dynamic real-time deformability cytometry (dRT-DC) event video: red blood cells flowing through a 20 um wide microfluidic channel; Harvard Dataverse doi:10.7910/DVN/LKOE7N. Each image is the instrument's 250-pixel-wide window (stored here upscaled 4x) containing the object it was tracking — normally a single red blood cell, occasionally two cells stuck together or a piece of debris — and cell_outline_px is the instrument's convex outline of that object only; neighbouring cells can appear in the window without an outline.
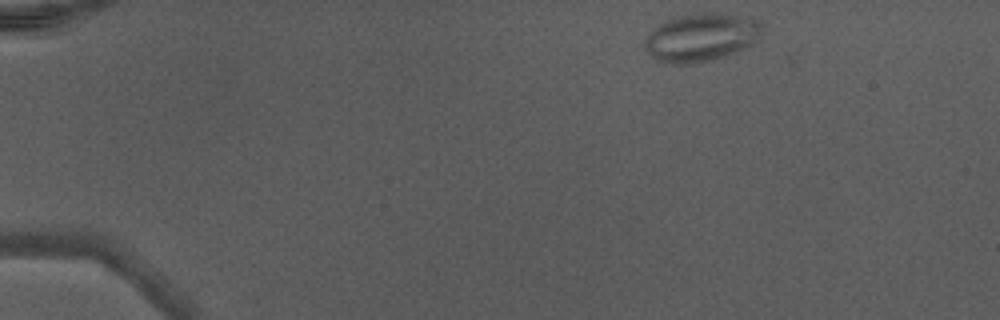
{"species": "Egyptian fruit bat (a non-hibernating species)", "species_latin": "Rousettus aegyptiacus", "temperature_condition": "warm", "stored_images_in_passage": 42, "camera_frame_rate_fps": 3000, "um_per_image_px": 0.085, "animal": {"sex": "male"}, "frame": {"image": 1, "passage_image": 1, "time_ms": 0.0, "image_size_px": [1000, 320], "cell_outline_px": [[764, 32], [752, 44], [744, 48], [724, 56], [712, 60], [688, 64], [672, 64], [656, 60], [644, 48], [644, 40], [664, 20], [676, 16], [704, 12], [712, 12], [736, 16], [752, 20]], "centroid_in_image_um": [59.54, 3.19], "position_along_channel_um": 25.5, "area_um2": 32.31}, "authors_computed_cell_mechanics": {"area_um2": 25.6054, "velocity_mm_per_s": 4.351, "shape_relaxation_time_tau1_ms": null, "shape_relaxation_time_tau2_ms": 0.7805, "deformation_change_tau1": null, "deformation_change_tau2": 0.0652}}